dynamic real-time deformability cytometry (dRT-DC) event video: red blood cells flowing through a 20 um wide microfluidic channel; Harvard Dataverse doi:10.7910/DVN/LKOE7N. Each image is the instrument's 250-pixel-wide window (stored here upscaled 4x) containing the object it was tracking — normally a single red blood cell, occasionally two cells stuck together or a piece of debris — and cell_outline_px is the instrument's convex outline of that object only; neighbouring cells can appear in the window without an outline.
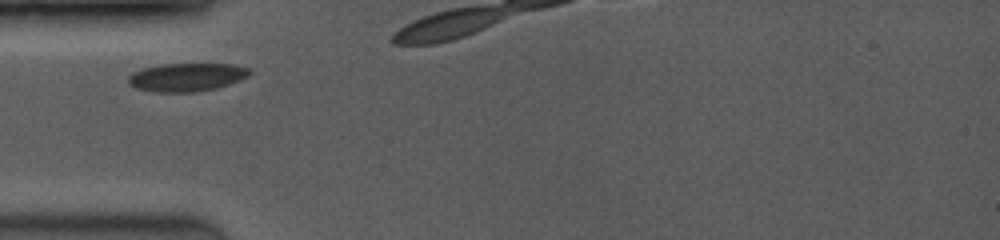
{"species": "common noctule bat (a hibernating species)", "species_latin": "Nyctalus noctula", "temperature_condition": "room temperature", "stored_images_in_passage": 9, "camera_frame_rate_fps": 3500, "um_per_image_px": 0.085, "animal": {"sex": "female", "body_mass_g": 19.0, "forearm_length_mm": 53.3}, "frame": {"image": 1, "passage_image": 1, "time_ms": 0.0, "image_size_px": [1000, 240], "cell_outline_px": [[252, 72], [248, 76], [240, 80], [216, 88], [196, 92], [152, 92], [136, 88], [128, 84], [128, 76], [132, 72], [140, 68], [160, 64], [232, 64], [252, 68]], "centroid_in_image_um": [15.85, 6.55], "position_along_channel_um": 69.2, "area_um2": 20.29}}
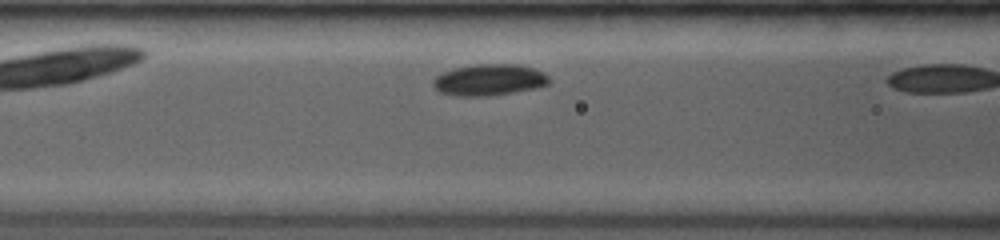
{"frame": {"image": 2, "passage_image": 8, "time_ms": 1.429, "image_size_px": [1000, 240], "cell_outline_px": [[548, 84], [536, 88], [488, 96], [456, 96], [440, 92], [432, 84], [432, 80], [440, 72], [456, 68], [476, 64], [520, 64], [532, 68], [548, 76]], "centroid_in_image_um": [41.53, 6.79], "position_along_channel_um": 125.1, "area_um2": 21.1}}